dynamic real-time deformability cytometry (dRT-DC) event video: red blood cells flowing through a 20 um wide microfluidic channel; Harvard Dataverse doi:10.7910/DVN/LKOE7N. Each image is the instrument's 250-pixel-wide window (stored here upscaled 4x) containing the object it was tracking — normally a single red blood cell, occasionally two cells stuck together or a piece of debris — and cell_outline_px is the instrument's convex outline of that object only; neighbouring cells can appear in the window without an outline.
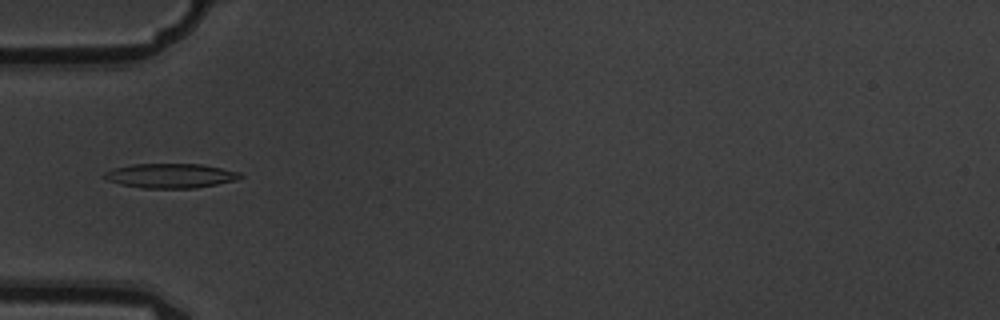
{"species": "common noctule bat (a hibernating species)", "species_latin": "Nyctalus noctula", "temperature_condition": "warm", "stored_images_in_passage": 6, "camera_frame_rate_fps": 3000, "um_per_image_px": 0.085, "animal": {"sex": "male", "body_mass_g": 19.5, "forearm_length_mm": 54.6}, "frame": {"image": 1, "passage_image": 6, "time_ms": 1.667, "image_size_px": [1000, 320], "cell_outline_px": [[244, 176], [236, 180], [196, 188], [140, 188], [120, 184], [108, 180], [104, 176], [104, 172], [112, 168], [132, 164], [200, 164], [240, 172]], "centroid_in_image_um": [14.48, 14.94], "position_along_channel_um": 70.5, "area_um2": 19.36}}